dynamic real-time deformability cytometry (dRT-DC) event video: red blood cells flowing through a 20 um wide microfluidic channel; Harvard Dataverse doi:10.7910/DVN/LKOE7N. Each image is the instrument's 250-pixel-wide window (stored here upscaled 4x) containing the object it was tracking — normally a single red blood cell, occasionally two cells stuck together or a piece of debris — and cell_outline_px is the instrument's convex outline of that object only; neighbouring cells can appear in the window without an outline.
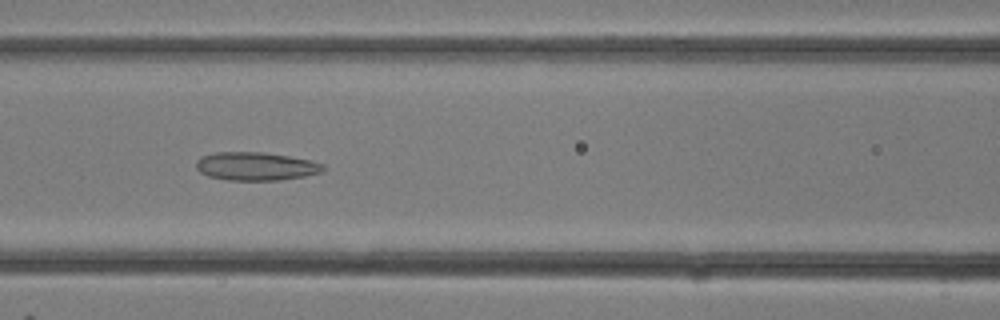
{"species": "common noctule bat (a hibernating species)", "species_latin": "Nyctalus noctula", "temperature_condition": "room temperature", "stored_images_in_passage": 31, "camera_frame_rate_fps": 3000, "um_per_image_px": 0.085, "animal": {"sex": "female"}, "frame": {"image": 1, "passage_image": 13, "time_ms": 4.0, "image_size_px": [1000, 320], "cell_outline_px": [[324, 172], [304, 176], [280, 180], [228, 180], [208, 176], [200, 172], [196, 168], [196, 160], [200, 156], [216, 152], [260, 152], [288, 156], [312, 160], [324, 164]], "centroid_in_image_um": [21.75, 14.13], "position_along_channel_um": 144.9, "area_um2": 21.04}}
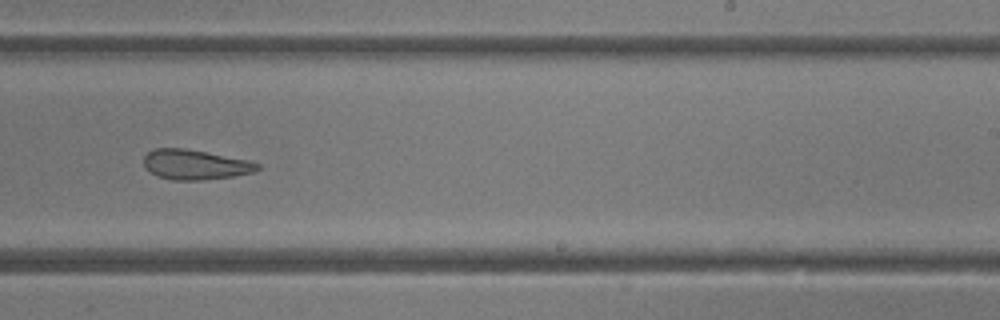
{"frame": {"image": 2, "passage_image": 19, "time_ms": 6.0, "image_size_px": [1000, 320], "cell_outline_px": [[260, 168], [256, 172], [232, 176], [204, 180], [172, 180], [156, 176], [144, 164], [144, 156], [152, 148], [184, 148], [248, 160], [260, 164]], "centroid_in_image_um": [16.6, 13.99], "position_along_channel_um": 272.4, "area_um2": 19.77}}
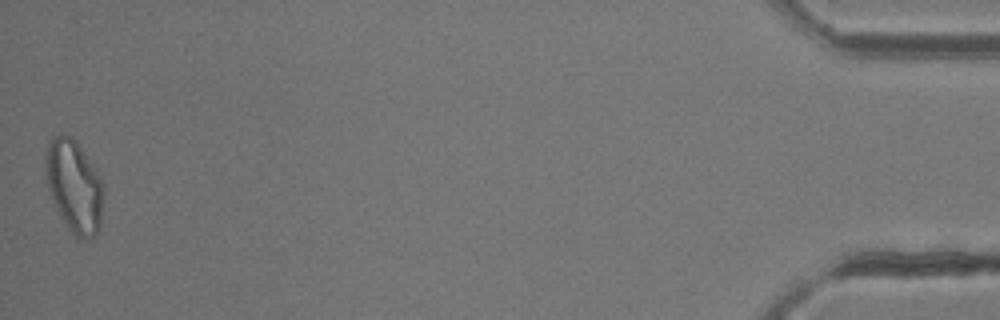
{"frame": {"image": 3, "passage_image": 31, "time_ms": 10.0, "image_size_px": [1000, 320], "cell_outline_px": [[104, 192], [100, 228], [92, 236], [84, 240], [76, 240], [68, 228], [48, 188], [44, 172], [44, 156], [48, 140], [56, 136], [72, 136], [76, 140], [104, 184]], "centroid_in_image_um": [6.3, 15.83], "position_along_channel_um": 428.9, "area_um2": 31.15}}